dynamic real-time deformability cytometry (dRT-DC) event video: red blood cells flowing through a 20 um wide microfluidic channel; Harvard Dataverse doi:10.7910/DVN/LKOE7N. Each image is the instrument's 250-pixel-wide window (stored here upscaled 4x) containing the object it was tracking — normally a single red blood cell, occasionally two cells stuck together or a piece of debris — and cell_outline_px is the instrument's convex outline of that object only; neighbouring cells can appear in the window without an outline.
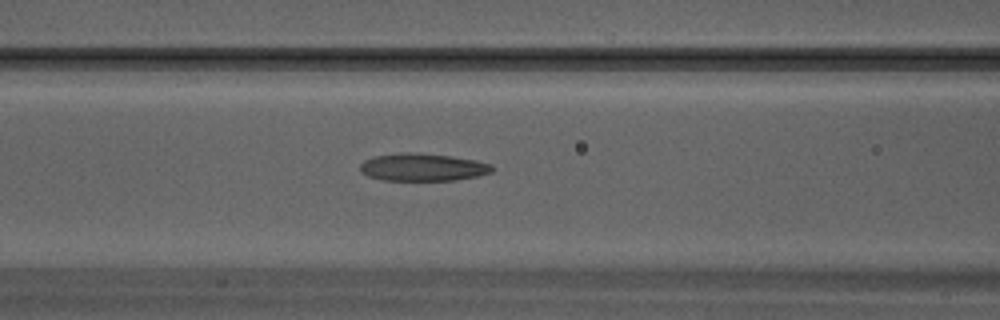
{"species": "Egyptian fruit bat (a non-hibernating species)", "species_latin": "Rousettus aegyptiacus", "temperature_condition": "warm", "stored_images_in_passage": 18, "camera_frame_rate_fps": 3000, "um_per_image_px": 0.085, "animal": {"sex": "male"}, "frame": {"image": 1, "passage_image": 8, "time_ms": 2.333, "image_size_px": [1000, 320], "cell_outline_px": [[496, 168], [492, 172], [476, 176], [456, 180], [384, 180], [368, 176], [360, 168], [360, 164], [364, 160], [372, 156], [400, 152], [408, 152], [448, 156], [476, 160], [492, 164]], "centroid_in_image_um": [35.95, 14.21], "position_along_channel_um": 130.7, "area_um2": 21.15}}
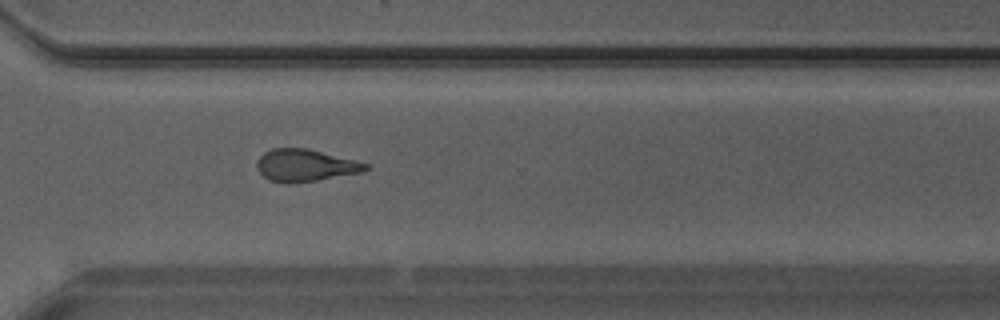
{"frame": {"image": 2, "passage_image": 18, "time_ms": 5.667, "image_size_px": [1000, 320], "cell_outline_px": [[372, 168], [360, 172], [316, 180], [292, 184], [284, 184], [268, 180], [256, 168], [256, 164], [260, 156], [264, 152], [272, 148], [308, 148], [372, 164]], "centroid_in_image_um": [25.96, 14.06], "position_along_channel_um": 344.6, "area_um2": 20.63}}